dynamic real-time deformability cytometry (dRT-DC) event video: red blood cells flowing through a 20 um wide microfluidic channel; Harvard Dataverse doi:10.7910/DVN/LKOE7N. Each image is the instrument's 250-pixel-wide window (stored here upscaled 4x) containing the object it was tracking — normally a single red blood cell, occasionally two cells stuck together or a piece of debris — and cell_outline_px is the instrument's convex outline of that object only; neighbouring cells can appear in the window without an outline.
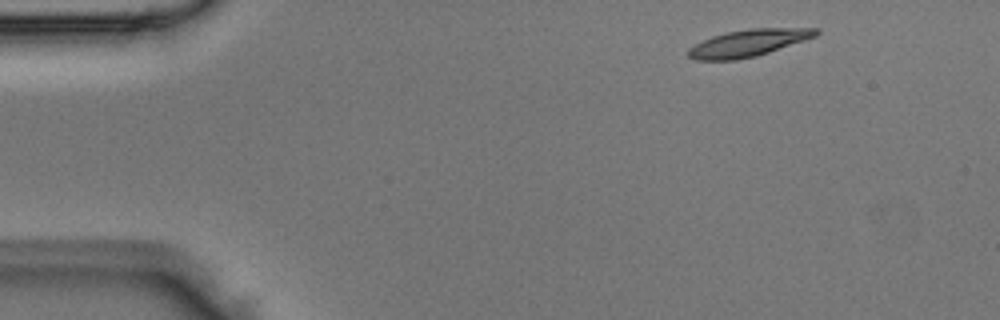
{"species": "Egyptian fruit bat (a non-hibernating species)", "species_latin": "Rousettus aegyptiacus", "temperature_condition": "room temperature", "stored_images_in_passage": 8, "camera_frame_rate_fps": 3000, "um_per_image_px": 0.085, "animal": {"sex": "male"}, "frame": {"image": 1, "passage_image": 1, "time_ms": 0.0, "image_size_px": [1000, 320], "cell_outline_px": [[820, 32], [816, 36], [756, 56], [736, 60], [696, 60], [688, 56], [688, 48], [712, 36], [728, 32], [752, 28], [820, 28]], "centroid_in_image_um": [63.61, 3.65], "position_along_channel_um": 21.4, "area_um2": 19.83}}